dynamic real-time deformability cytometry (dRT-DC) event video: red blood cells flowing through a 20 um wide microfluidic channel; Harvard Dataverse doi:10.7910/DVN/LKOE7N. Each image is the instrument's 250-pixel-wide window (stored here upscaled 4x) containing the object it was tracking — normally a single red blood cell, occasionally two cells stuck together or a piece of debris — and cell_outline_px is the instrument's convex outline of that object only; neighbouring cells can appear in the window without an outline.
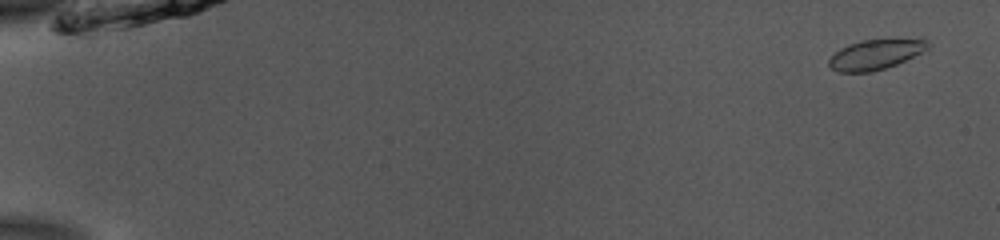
{"species": "common noctule bat (a hibernating species)", "species_latin": "Nyctalus noctula", "temperature_condition": "room temperature", "stored_images_in_passage": 54, "camera_frame_rate_fps": 3000, "um_per_image_px": 0.085, "animal": {"sex": "male", "body_mass_g": 13.0, "forearm_length_mm": 53.1}, "frame": {"image": 1, "passage_image": 3, "time_ms": 0.667, "image_size_px": [1000, 240], "cell_outline_px": [[932, 44], [928, 48], [896, 64], [872, 72], [840, 72], [832, 68], [828, 64], [828, 60], [840, 48], [848, 44], [864, 40], [924, 36]], "centroid_in_image_um": [74.51, 4.57], "position_along_channel_um": 10.5, "area_um2": 17.69}}
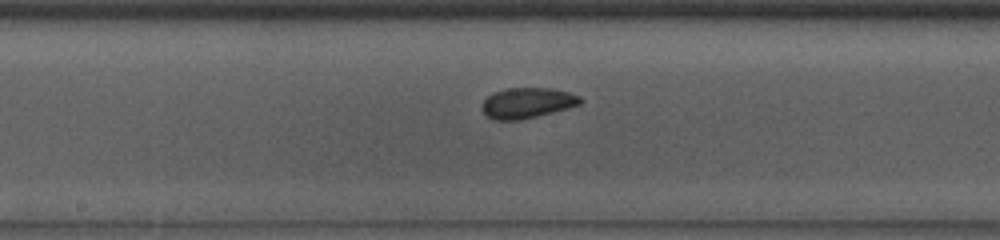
{"frame": {"image": 2, "passage_image": 30, "time_ms": 9.667, "image_size_px": [1000, 240], "cell_outline_px": [[584, 100], [580, 104], [568, 108], [520, 120], [492, 120], [484, 112], [484, 100], [492, 92], [508, 88], [552, 88], [568, 92], [580, 96]], "centroid_in_image_um": [44.84, 8.74], "position_along_channel_um": 203.4, "area_um2": 17.34}}
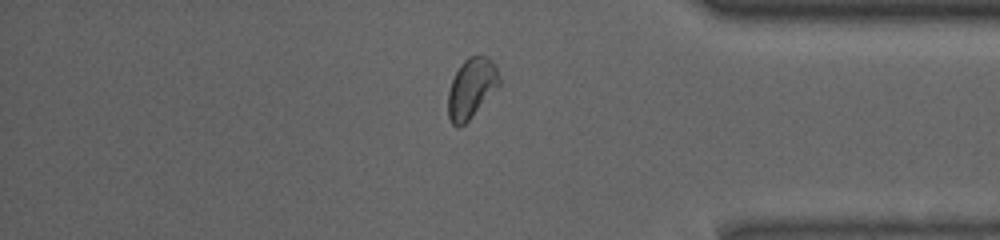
{"frame": {"image": 3, "passage_image": 46, "time_ms": 15.0, "image_size_px": [1000, 240], "cell_outline_px": [[500, 84], [468, 120], [464, 124], [456, 128], [452, 124], [448, 116], [448, 92], [452, 80], [460, 64], [468, 56], [488, 56], [496, 64], [500, 76]], "centroid_in_image_um": [40.07, 7.46], "position_along_channel_um": 395.1, "area_um2": 17.8}, "authors_computed_cell_mechanics": {"area_um2": 17.8602, "velocity_mm_per_s": 3.8781, "shape_relaxation_time_tau1_ms": 3.2745, "shape_relaxation_time_tau2_ms": 1.5766, "deformation_change_tau1": 0.0707, "deformation_change_tau2": 0.0408}}